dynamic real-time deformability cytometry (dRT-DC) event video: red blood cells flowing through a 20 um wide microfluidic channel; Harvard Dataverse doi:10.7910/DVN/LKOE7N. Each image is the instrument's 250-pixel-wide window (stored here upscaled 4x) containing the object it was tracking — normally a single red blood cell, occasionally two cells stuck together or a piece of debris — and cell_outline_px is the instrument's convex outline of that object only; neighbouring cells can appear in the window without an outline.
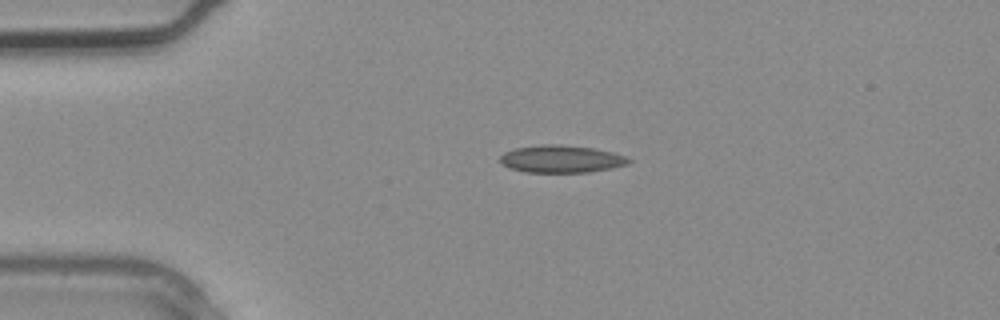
{"species": "common noctule bat (a hibernating species)", "species_latin": "Nyctalus noctula", "temperature_condition": "warm", "stored_images_in_passage": 2, "camera_frame_rate_fps": 3000, "um_per_image_px": 0.085, "animal": {"sex": "male", "body_mass_g": 20.4}, "frame": {"image": 1, "passage_image": 1, "time_ms": 0.0, "image_size_px": [1000, 320], "cell_outline_px": [[632, 160], [628, 164], [612, 168], [588, 172], [524, 172], [508, 168], [500, 164], [500, 156], [504, 152], [516, 148], [540, 144], [560, 144], [592, 148], [612, 152], [624, 156]], "centroid_in_image_um": [47.66, 13.51], "position_along_channel_um": 37.3, "area_um2": 20.63}}
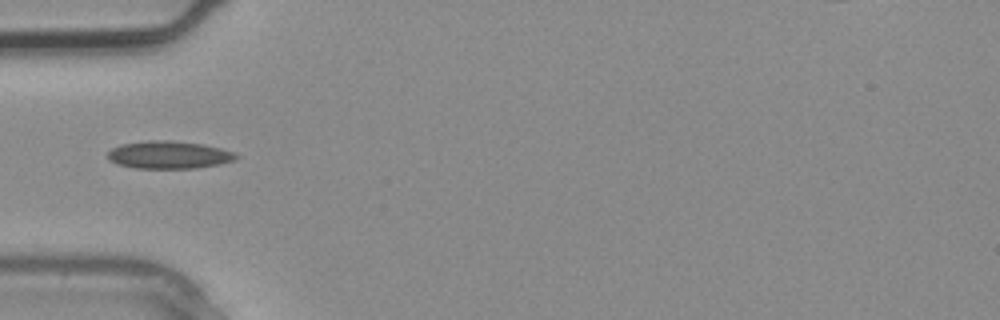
{"frame": {"image": 2, "passage_image": 2, "time_ms": 0.333, "image_size_px": [1000, 320], "cell_outline_px": [[240, 156], [232, 160], [220, 164], [196, 168], [136, 168], [116, 164], [108, 160], [108, 152], [112, 148], [120, 144], [148, 140], [172, 140], [204, 144], [236, 152]], "centroid_in_image_um": [14.35, 13.15], "position_along_channel_um": 70.7, "area_um2": 20.87}}